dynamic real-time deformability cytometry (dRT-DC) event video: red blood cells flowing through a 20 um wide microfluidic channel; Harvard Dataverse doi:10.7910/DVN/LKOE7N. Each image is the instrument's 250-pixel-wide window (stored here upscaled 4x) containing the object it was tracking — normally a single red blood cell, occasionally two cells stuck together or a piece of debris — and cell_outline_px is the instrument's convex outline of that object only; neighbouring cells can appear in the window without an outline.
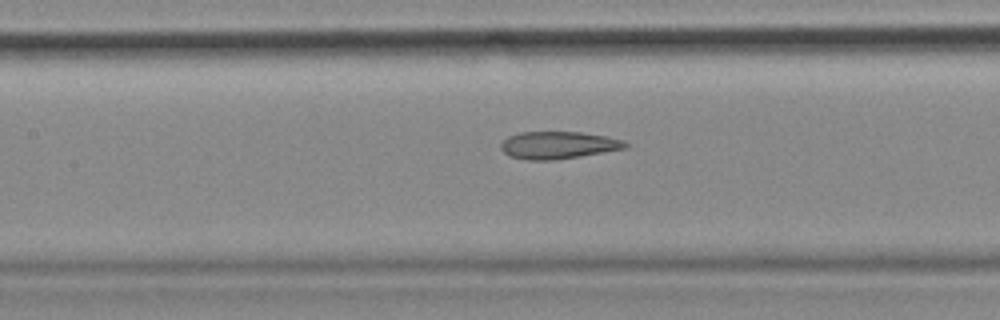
{"species": "common noctule bat (a hibernating species)", "species_latin": "Nyctalus noctula", "temperature_condition": "cold", "stored_images_in_passage": 54, "camera_frame_rate_fps": 3000, "um_per_image_px": 0.085, "animal": {"sex": "female", "body_mass_g": 18.4}, "frame": {"image": 1, "passage_image": 24, "time_ms": 7.667, "image_size_px": [1000, 320], "cell_outline_px": [[628, 148], [556, 160], [528, 160], [508, 156], [500, 148], [500, 144], [508, 136], [520, 132], [580, 132], [608, 136], [624, 140], [628, 144]], "centroid_in_image_um": [47.45, 12.34], "position_along_channel_um": 159.9, "area_um2": 20.0}, "authors_computed_cell_mechanics": {"area_um2": 21.3571, "velocity_mm_per_s": 3.657, "shape_relaxation_time_tau1_ms": null, "shape_relaxation_time_tau2_ms": 3.0173, "deformation_change_tau1": null, "deformation_change_tau2": 0.122}}